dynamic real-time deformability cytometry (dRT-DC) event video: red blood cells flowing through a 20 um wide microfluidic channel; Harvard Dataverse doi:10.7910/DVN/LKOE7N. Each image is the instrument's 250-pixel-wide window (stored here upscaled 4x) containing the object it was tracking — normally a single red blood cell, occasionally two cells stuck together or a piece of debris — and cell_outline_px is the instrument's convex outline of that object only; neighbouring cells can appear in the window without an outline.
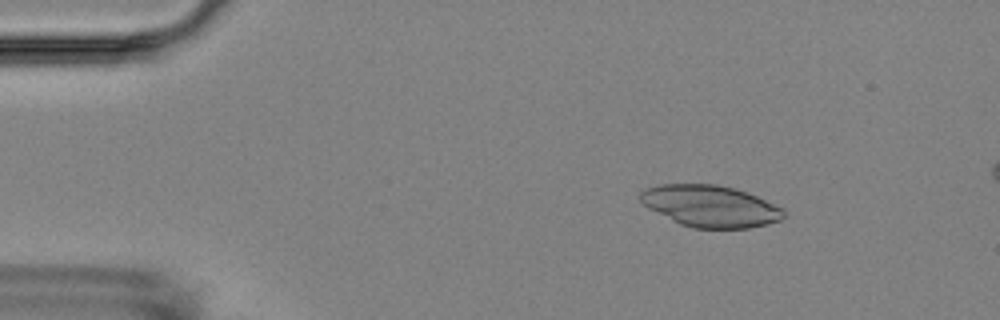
{"species": "Egyptian fruit bat (a non-hibernating species)", "species_latin": "Rousettus aegyptiacus", "temperature_condition": "room temperature", "stored_images_in_passage": 5, "camera_frame_rate_fps": 3000, "um_per_image_px": 0.085, "animal": {"sex": "female"}, "frame": {"image": 1, "passage_image": 2, "time_ms": 1.333, "image_size_px": [1000, 320], "cell_outline_px": [[784, 216], [780, 220], [768, 224], [748, 228], [692, 228], [680, 224], [648, 208], [640, 200], [640, 192], [644, 188], [660, 184], [716, 184], [736, 188], [748, 192], [784, 208]], "centroid_in_image_um": [60.38, 17.51], "position_along_channel_um": 24.6, "area_um2": 34.97}}